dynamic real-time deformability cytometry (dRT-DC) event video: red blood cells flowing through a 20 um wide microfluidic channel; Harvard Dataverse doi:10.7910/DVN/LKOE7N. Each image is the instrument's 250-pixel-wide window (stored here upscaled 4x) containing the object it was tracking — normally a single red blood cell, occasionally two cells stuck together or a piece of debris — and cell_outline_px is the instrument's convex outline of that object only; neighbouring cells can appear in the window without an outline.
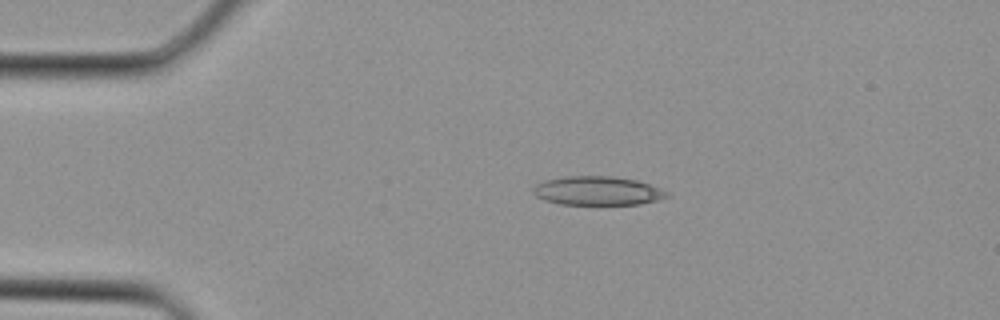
{"species": "Egyptian fruit bat (a non-hibernating species)", "species_latin": "Rousettus aegyptiacus", "temperature_condition": "cold", "stored_images_in_passage": 2, "camera_frame_rate_fps": 3000, "um_per_image_px": 0.085, "animal": {"sex": "female"}, "frame": {"image": 1, "passage_image": 1, "time_ms": 0.0, "image_size_px": [1000, 320], "cell_outline_px": [[668, 196], [656, 200], [640, 204], [560, 204], [544, 200], [536, 196], [532, 192], [532, 188], [536, 184], [544, 180], [564, 176], [612, 176], [636, 180], [660, 188], [668, 192]], "centroid_in_image_um": [50.74, 16.21], "position_along_channel_um": 34.3, "area_um2": 22.43}}